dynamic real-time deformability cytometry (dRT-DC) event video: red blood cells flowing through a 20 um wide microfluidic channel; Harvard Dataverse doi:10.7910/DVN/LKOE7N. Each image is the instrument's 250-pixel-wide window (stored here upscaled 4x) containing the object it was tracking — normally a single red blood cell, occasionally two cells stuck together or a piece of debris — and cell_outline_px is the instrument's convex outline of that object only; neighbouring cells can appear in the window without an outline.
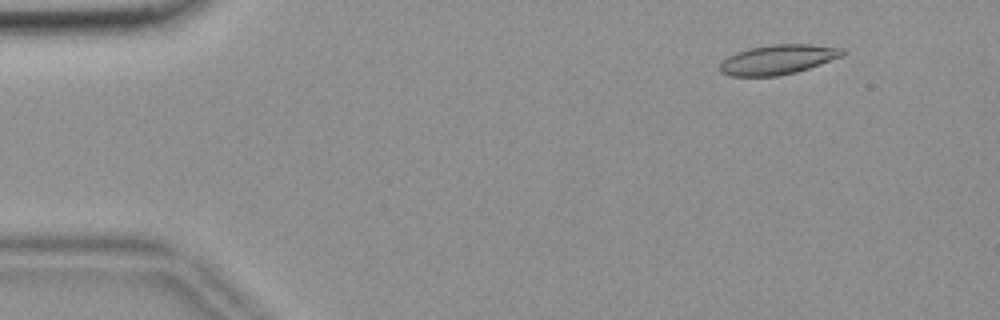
{"species": "common noctule bat (a hibernating species)", "species_latin": "Nyctalus noctula", "temperature_condition": "room temperature", "stored_images_in_passage": 55, "camera_frame_rate_fps": 3000, "um_per_image_px": 0.085, "animal": {"sex": "female", "body_mass_g": 18.4}, "frame": {"image": 1, "passage_image": 6, "time_ms": 1.667, "image_size_px": [1000, 320], "cell_outline_px": [[848, 52], [844, 56], [796, 72], [776, 76], [728, 76], [720, 72], [720, 64], [728, 56], [736, 52], [748, 48], [772, 44], [812, 44], [844, 48]], "centroid_in_image_um": [66.16, 5.05], "position_along_channel_um": 18.8, "area_um2": 21.39}}
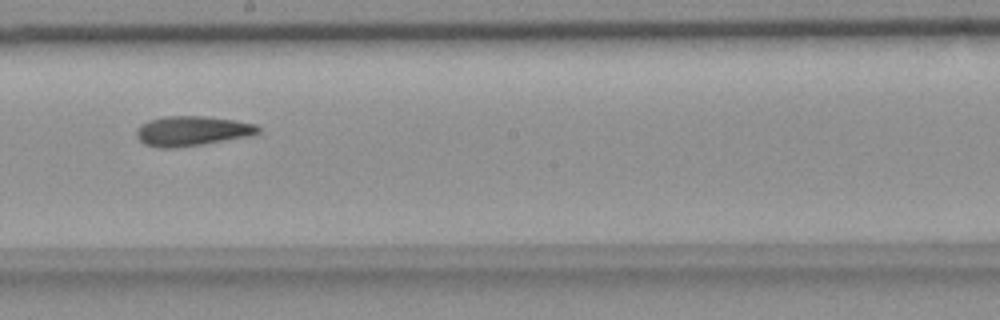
{"frame": {"image": 2, "passage_image": 31, "time_ms": 10.0, "image_size_px": [1000, 320], "cell_outline_px": [[260, 132], [252, 136], [200, 144], [172, 148], [160, 148], [144, 144], [136, 136], [136, 132], [140, 124], [148, 120], [164, 116], [200, 116], [232, 120], [256, 124], [260, 128]], "centroid_in_image_um": [16.3, 11.13], "position_along_channel_um": 231.9, "area_um2": 21.04}}
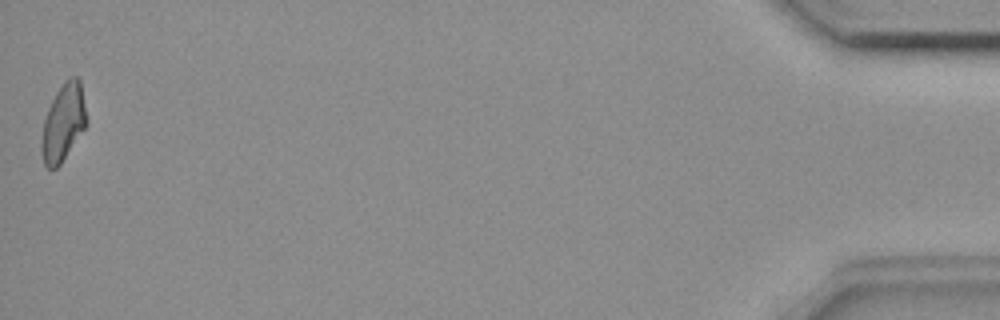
{"frame": {"image": 3, "passage_image": 55, "time_ms": 18.0, "image_size_px": [1000, 320], "cell_outline_px": [[88, 120], [84, 128], [60, 164], [56, 168], [48, 168], [44, 164], [40, 148], [40, 140], [44, 120], [48, 108], [56, 92], [64, 80], [72, 76], [76, 76], [80, 80]], "centroid_in_image_um": [5.36, 10.4], "position_along_channel_um": 429.8, "area_um2": 20.17}, "authors_computed_cell_mechanics": {"area_um2": 20.808, "velocity_mm_per_s": 3.6651, "shape_relaxation_time_tau1_ms": null, "shape_relaxation_time_tau2_ms": 6.2407, "deformation_change_tau1": null, "deformation_change_tau2": 0.1556}}